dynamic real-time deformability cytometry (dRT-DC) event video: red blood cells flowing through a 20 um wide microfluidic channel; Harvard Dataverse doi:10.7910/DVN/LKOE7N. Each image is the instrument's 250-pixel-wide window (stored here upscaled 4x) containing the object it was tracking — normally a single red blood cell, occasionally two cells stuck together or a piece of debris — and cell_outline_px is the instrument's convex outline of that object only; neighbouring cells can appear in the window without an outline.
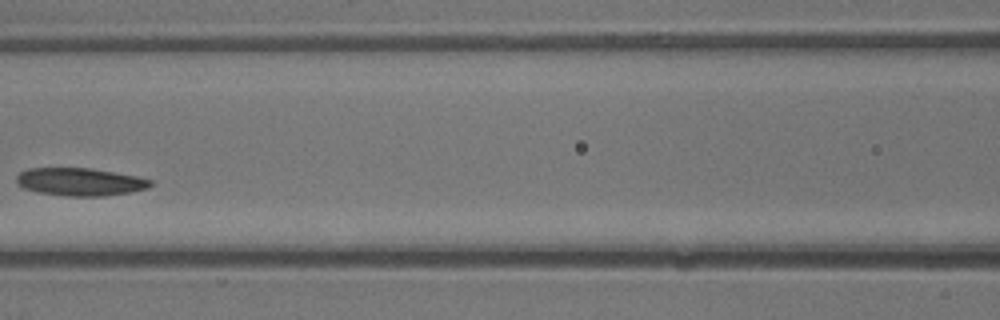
{"species": "common noctule bat (a hibernating species)", "species_latin": "Nyctalus noctula", "temperature_condition": "warm", "stored_images_in_passage": 11, "camera_frame_rate_fps": 3000, "um_per_image_px": 0.085, "animal": {"sex": "male", "body_mass_g": 13.3}, "frame": {"image": 1, "passage_image": 10, "time_ms": 3.0, "image_size_px": [1000, 320], "cell_outline_px": [[152, 184], [148, 188], [132, 192], [104, 196], [68, 196], [36, 192], [24, 188], [16, 180], [16, 176], [20, 172], [28, 168], [92, 168], [136, 176], [152, 180]], "centroid_in_image_um": [6.82, 15.45], "position_along_channel_um": 159.8, "area_um2": 21.73}}